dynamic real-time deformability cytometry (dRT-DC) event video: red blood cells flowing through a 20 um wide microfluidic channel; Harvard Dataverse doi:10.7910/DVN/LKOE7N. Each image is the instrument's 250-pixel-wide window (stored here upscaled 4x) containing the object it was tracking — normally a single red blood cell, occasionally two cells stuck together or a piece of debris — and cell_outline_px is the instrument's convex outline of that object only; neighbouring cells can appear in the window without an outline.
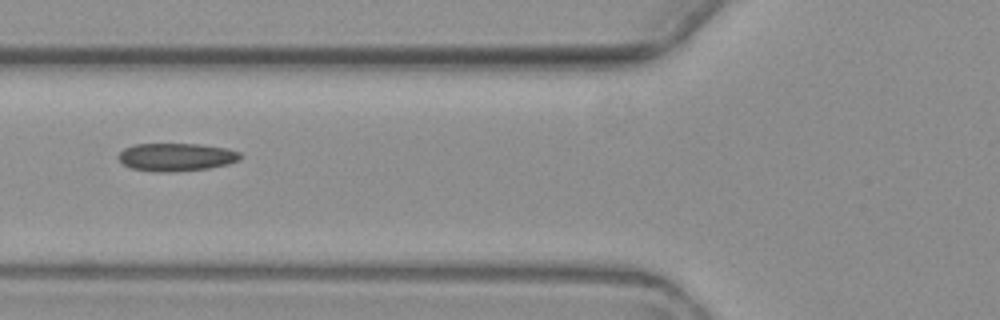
{"species": "common noctule bat (a hibernating species)", "species_latin": "Nyctalus noctula", "temperature_condition": "warm", "stored_images_in_passage": 8, "camera_frame_rate_fps": 3000, "um_per_image_px": 0.085, "animal": {"sex": "female", "body_mass_g": 19.3, "forearm_length_mm": 54.1}, "frame": {"image": 1, "passage_image": 7, "time_ms": 7.333, "image_size_px": [1000, 320], "cell_outline_px": [[240, 160], [228, 164], [208, 168], [172, 172], [160, 172], [132, 168], [124, 164], [116, 156], [124, 148], [136, 144], [200, 144], [228, 148], [240, 152]], "centroid_in_image_um": [15.0, 13.34], "position_along_channel_um": 110.8, "area_um2": 19.83}}
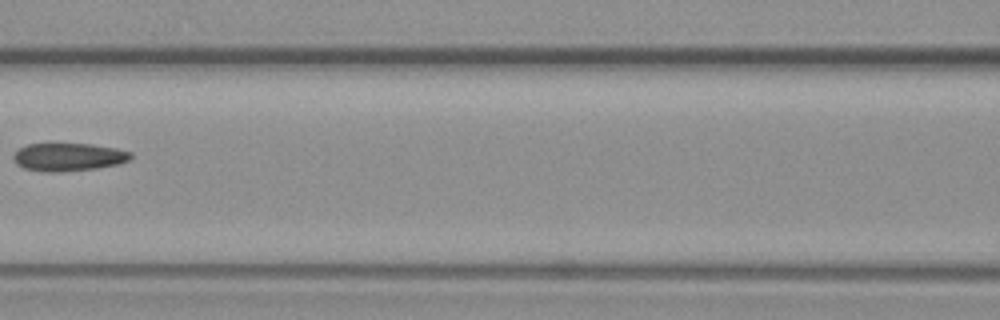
{"frame": {"image": 2, "passage_image": 8, "time_ms": 8.667, "image_size_px": [1000, 320], "cell_outline_px": [[132, 156], [128, 160], [120, 164], [96, 168], [56, 172], [48, 172], [24, 168], [16, 164], [12, 156], [20, 148], [28, 144], [92, 144], [116, 148], [132, 152]], "centroid_in_image_um": [5.84, 13.34], "position_along_channel_um": 160.8, "area_um2": 19.02}}